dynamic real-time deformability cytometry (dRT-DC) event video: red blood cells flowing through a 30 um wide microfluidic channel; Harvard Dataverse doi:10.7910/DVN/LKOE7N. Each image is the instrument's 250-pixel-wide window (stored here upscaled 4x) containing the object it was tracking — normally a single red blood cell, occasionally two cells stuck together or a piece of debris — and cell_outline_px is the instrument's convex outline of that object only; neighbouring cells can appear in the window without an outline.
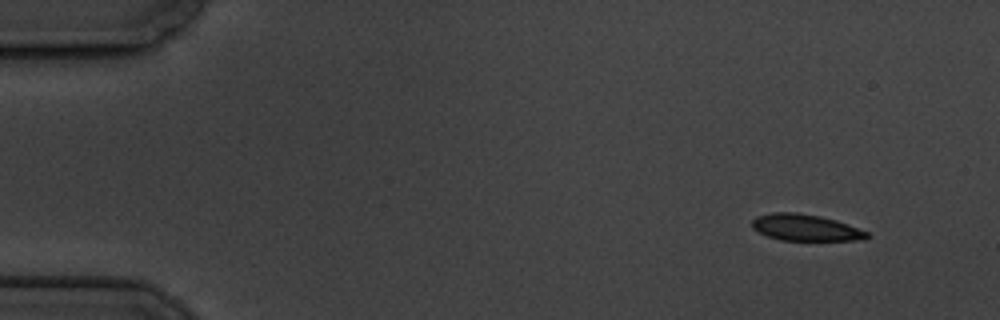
{"species": "common noctule bat (a hibernating species)", "species_latin": "Nyctalus noctula", "temperature_condition": "cold", "stored_images_in_passage": 10, "camera_frame_rate_fps": 3000, "um_per_image_px": 0.085, "animal": {"sex": "male", "body_mass_g": 19.5, "forearm_length_mm": 54.6}, "frame": {"image": 1, "passage_image": 1, "time_ms": 0.0, "image_size_px": [1000, 320], "cell_outline_px": [[872, 236], [864, 240], [780, 240], [768, 236], [752, 228], [752, 220], [756, 216], [772, 212], [796, 212], [820, 216], [836, 220], [848, 224], [868, 232]], "centroid_in_image_um": [68.49, 19.34], "position_along_channel_um": 16.5, "area_um2": 17.8}}
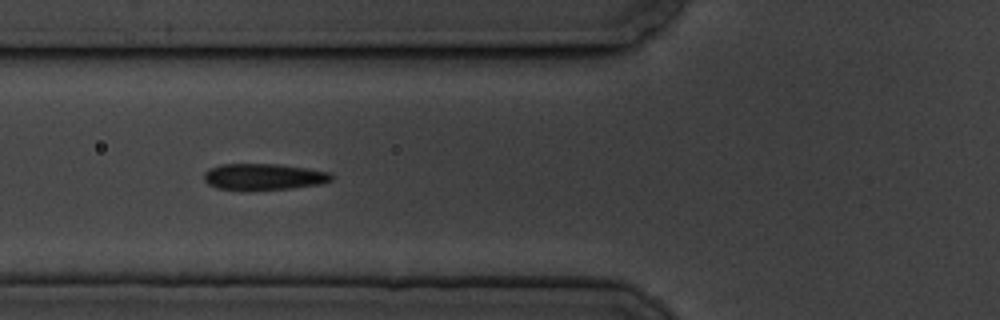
{"frame": {"image": 2, "passage_image": 6, "time_ms": 5.667, "image_size_px": [1000, 320], "cell_outline_px": [[336, 176], [332, 180], [324, 184], [292, 188], [216, 188], [208, 184], [204, 180], [204, 172], [208, 168], [220, 164], [280, 164], [332, 172]], "centroid_in_image_um": [22.49, 14.99], "position_along_channel_um": 103.3, "area_um2": 19.36}}
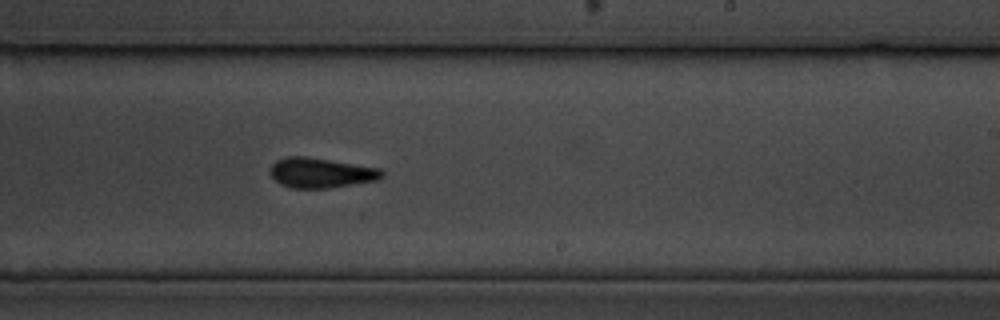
{"frame": {"image": 3, "passage_image": 10, "time_ms": 10.333, "image_size_px": [1000, 320], "cell_outline_px": [[384, 176], [376, 180], [328, 188], [292, 188], [280, 184], [268, 172], [272, 164], [276, 160], [288, 156], [304, 156], [380, 168], [384, 172]], "centroid_in_image_um": [27.25, 14.69], "position_along_channel_um": 261.8, "area_um2": 19.42}}